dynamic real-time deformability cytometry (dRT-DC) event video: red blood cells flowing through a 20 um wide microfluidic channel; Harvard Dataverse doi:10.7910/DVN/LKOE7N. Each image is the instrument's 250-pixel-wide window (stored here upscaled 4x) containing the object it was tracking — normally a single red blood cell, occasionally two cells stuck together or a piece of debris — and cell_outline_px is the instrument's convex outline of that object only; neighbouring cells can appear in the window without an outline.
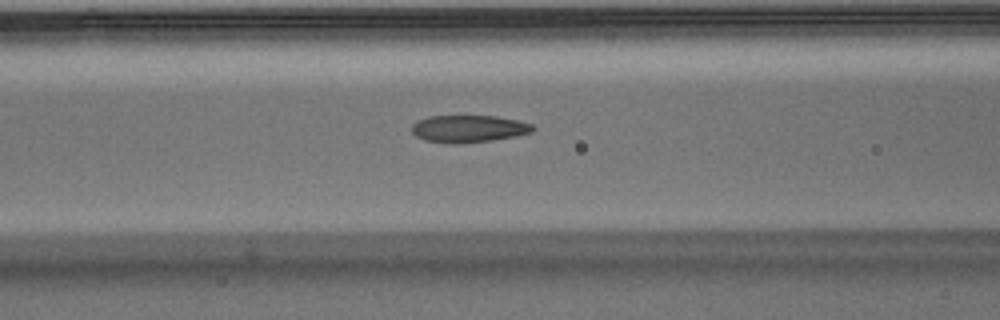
{"species": "Egyptian fruit bat (a non-hibernating species)", "species_latin": "Rousettus aegyptiacus", "temperature_condition": "warm", "stored_images_in_passage": 12, "camera_frame_rate_fps": 3000, "um_per_image_px": 0.085, "animal": {"sex": "male"}, "frame": {"image": 1, "passage_image": 7, "time_ms": 2.0, "image_size_px": [1000, 320], "cell_outline_px": [[536, 128], [532, 132], [516, 136], [492, 140], [460, 144], [448, 144], [424, 140], [416, 136], [412, 132], [412, 124], [416, 120], [428, 116], [496, 116], [516, 120], [532, 124]], "centroid_in_image_um": [39.8, 10.95], "position_along_channel_um": 126.8, "area_um2": 19.42}}